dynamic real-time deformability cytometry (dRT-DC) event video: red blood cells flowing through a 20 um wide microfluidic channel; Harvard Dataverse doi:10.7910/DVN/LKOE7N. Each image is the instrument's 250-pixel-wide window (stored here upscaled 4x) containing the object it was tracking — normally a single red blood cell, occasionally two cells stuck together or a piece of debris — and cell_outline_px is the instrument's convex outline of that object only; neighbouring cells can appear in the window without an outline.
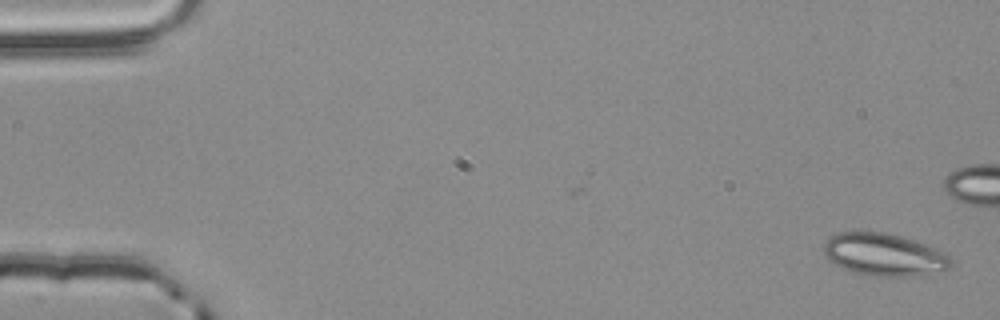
{"species": "common noctule bat (a hibernating species)", "species_latin": "Nyctalus noctula", "temperature_condition": "room temperature", "stored_images_in_passage": 55, "camera_frame_rate_fps": 3000, "um_per_image_px": 0.085, "animal": {"sex": "male", "body_mass_g": 20.4}, "frame": {"image": 1, "passage_image": 1, "time_ms": 0.0, "image_size_px": [1000, 320], "cell_outline_px": [[952, 264], [948, 268], [924, 276], [868, 276], [832, 264], [824, 256], [824, 244], [836, 232], [884, 232], [900, 236], [936, 248], [948, 256], [952, 260]], "centroid_in_image_um": [75.13, 21.66], "position_along_channel_um": 9.9, "area_um2": 31.39}}
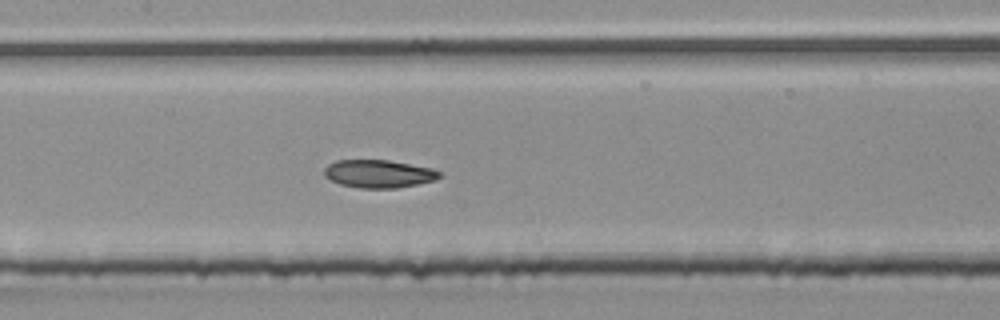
{"frame": {"image": 2, "passage_image": 26, "time_ms": 8.333, "image_size_px": [1000, 320], "cell_outline_px": [[440, 176], [436, 180], [396, 188], [360, 188], [340, 184], [324, 176], [324, 168], [328, 164], [336, 160], [388, 160], [432, 168], [440, 172]], "centroid_in_image_um": [32.17, 14.77], "position_along_channel_um": 175.2, "area_um2": 18.67}}
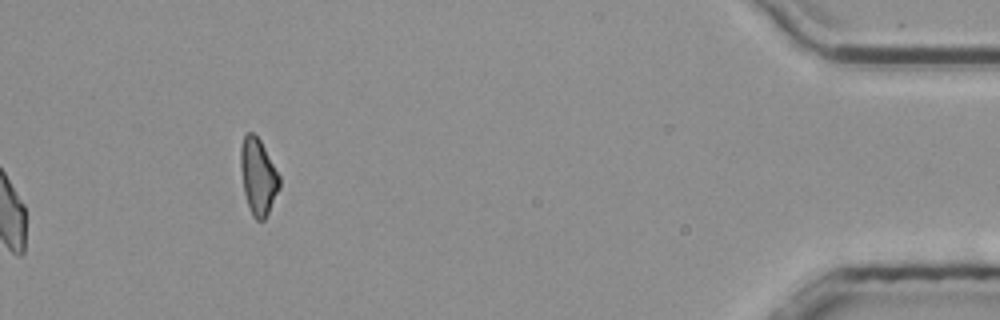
{"frame": {"image": 3, "passage_image": 55, "time_ms": 18.0, "image_size_px": [1000, 320], "cell_outline_px": [[280, 188], [264, 220], [256, 220], [252, 216], [244, 192], [240, 168], [240, 148], [244, 136], [248, 132], [252, 132], [260, 140], [280, 176]], "centroid_in_image_um": [21.94, 15.0], "position_along_channel_um": 413.3, "area_um2": 17.11}, "authors_computed_cell_mechanics": {"area_um2": 19.1896, "velocity_mm_per_s": 3.8521, "shape_relaxation_time_tau1_ms": null, "shape_relaxation_time_tau2_ms": 4.0961, "deformation_change_tau1": null, "deformation_change_tau2": 0.1046}}